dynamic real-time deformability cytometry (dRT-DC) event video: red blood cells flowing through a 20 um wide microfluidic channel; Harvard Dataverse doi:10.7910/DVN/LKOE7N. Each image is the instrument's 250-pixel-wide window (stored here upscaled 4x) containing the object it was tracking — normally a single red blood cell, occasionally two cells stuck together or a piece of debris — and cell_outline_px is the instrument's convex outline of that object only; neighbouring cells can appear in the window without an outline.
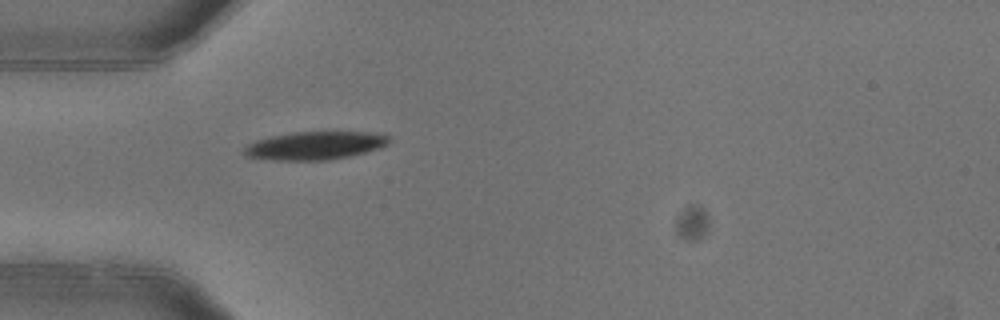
{"species": "common noctule bat (a hibernating species)", "species_latin": "Nyctalus noctula", "temperature_condition": "warm", "stored_images_in_passage": 1, "camera_frame_rate_fps": 3000, "um_per_image_px": 0.085, "animal": {"sex": "female"}, "frame": {"image": 1, "passage_image": 1, "time_ms": 0.0, "image_size_px": [1000, 320], "cell_outline_px": [[388, 144], [364, 152], [348, 156], [328, 160], [272, 160], [248, 156], [244, 152], [244, 148], [248, 144], [256, 140], [272, 136], [292, 132], [380, 132], [388, 136]], "centroid_in_image_um": [26.77, 12.36], "position_along_channel_um": 58.2, "area_um2": 23.47}}